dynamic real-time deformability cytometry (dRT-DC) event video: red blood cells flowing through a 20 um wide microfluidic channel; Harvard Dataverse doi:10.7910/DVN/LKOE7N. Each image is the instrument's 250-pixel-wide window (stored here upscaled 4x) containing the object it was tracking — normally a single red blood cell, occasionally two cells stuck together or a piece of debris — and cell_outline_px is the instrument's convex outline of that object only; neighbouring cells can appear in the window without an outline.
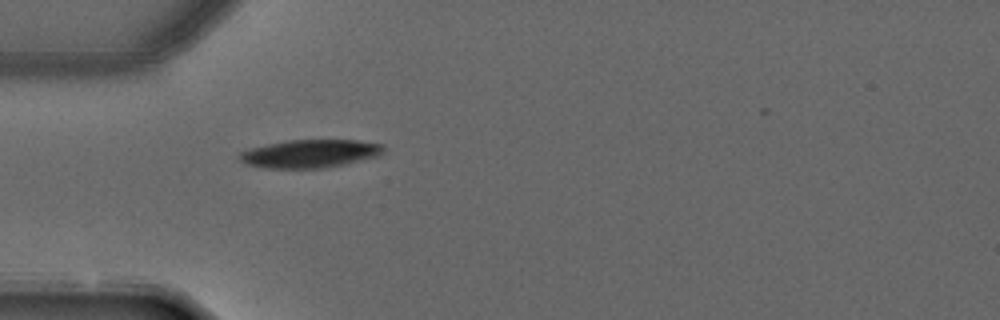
{"species": "common noctule bat (a hibernating species)", "species_latin": "Nyctalus noctula", "temperature_condition": "warm", "stored_images_in_passage": 1, "camera_frame_rate_fps": 3000, "um_per_image_px": 0.085, "animal": {"sex": "male", "forearm_length_mm": 52.5}, "frame": {"image": 1, "passage_image": 1, "time_ms": 0.0, "image_size_px": [1000, 320], "cell_outline_px": [[384, 152], [376, 156], [340, 164], [320, 168], [264, 168], [248, 164], [240, 160], [240, 152], [252, 148], [268, 144], [288, 140], [356, 140], [384, 144]], "centroid_in_image_um": [26.35, 13.05], "position_along_channel_um": 58.7, "area_um2": 23.12}}